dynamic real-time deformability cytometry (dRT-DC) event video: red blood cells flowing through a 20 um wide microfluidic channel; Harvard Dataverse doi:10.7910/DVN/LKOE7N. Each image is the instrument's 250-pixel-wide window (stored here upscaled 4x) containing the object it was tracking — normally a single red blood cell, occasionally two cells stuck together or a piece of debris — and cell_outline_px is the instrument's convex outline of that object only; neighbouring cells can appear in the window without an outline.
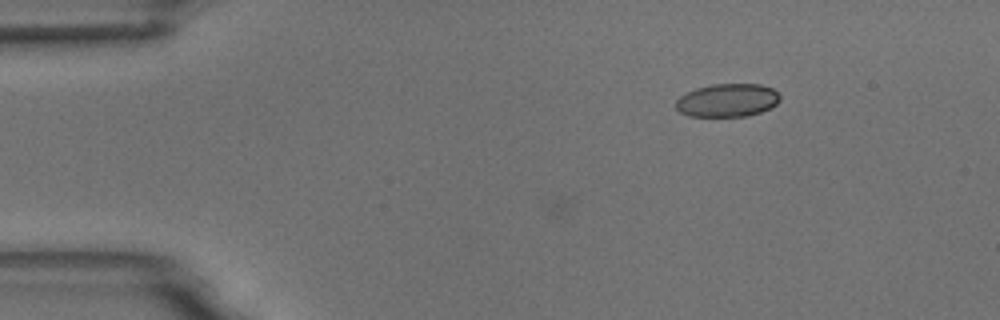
{"species": "common noctule bat (a hibernating species)", "species_latin": "Nyctalus noctula", "temperature_condition": "room temperature", "stored_images_in_passage": 3, "camera_frame_rate_fps": 3000, "um_per_image_px": 0.085, "animal": {"sex": "male", "body_mass_g": 18.8}, "frame": {"image": 1, "passage_image": 3, "time_ms": 2.333, "image_size_px": [1000, 320], "cell_outline_px": [[780, 100], [776, 104], [760, 112], [748, 116], [688, 116], [680, 112], [676, 108], [676, 100], [680, 96], [696, 88], [712, 84], [760, 84], [772, 88], [780, 96]], "centroid_in_image_um": [61.82, 8.52], "position_along_channel_um": 23.2, "area_um2": 20.06}}